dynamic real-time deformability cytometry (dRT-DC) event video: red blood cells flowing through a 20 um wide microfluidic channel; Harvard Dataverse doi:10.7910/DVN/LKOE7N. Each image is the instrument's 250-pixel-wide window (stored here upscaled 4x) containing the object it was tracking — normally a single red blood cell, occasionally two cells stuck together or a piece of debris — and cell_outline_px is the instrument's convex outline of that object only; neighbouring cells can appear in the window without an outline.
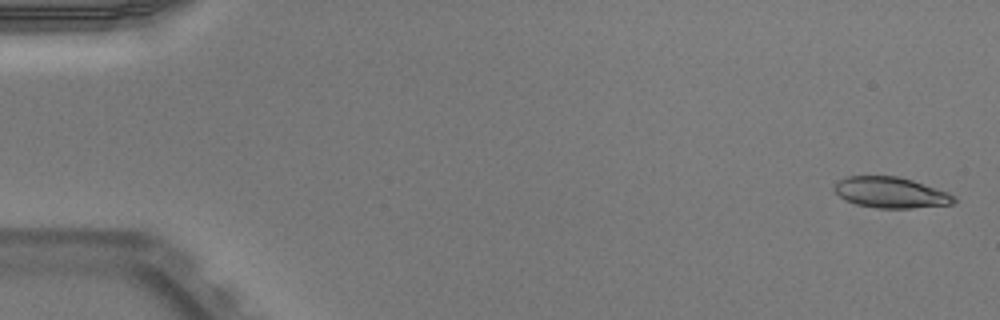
{"species": "Egyptian fruit bat (a non-hibernating species)", "species_latin": "Rousettus aegyptiacus", "temperature_condition": "warm", "stored_images_in_passage": 51, "camera_frame_rate_fps": 3000, "um_per_image_px": 0.085, "animal": {"sex": "male"}, "frame": {"image": 1, "passage_image": 2, "time_ms": 0.333, "image_size_px": [1000, 320], "cell_outline_px": [[956, 200], [952, 204], [912, 208], [876, 208], [856, 204], [844, 200], [832, 188], [844, 176], [896, 176], [912, 180], [948, 192], [956, 196]], "centroid_in_image_um": [75.71, 16.37], "position_along_channel_um": 9.3, "area_um2": 21.5}}
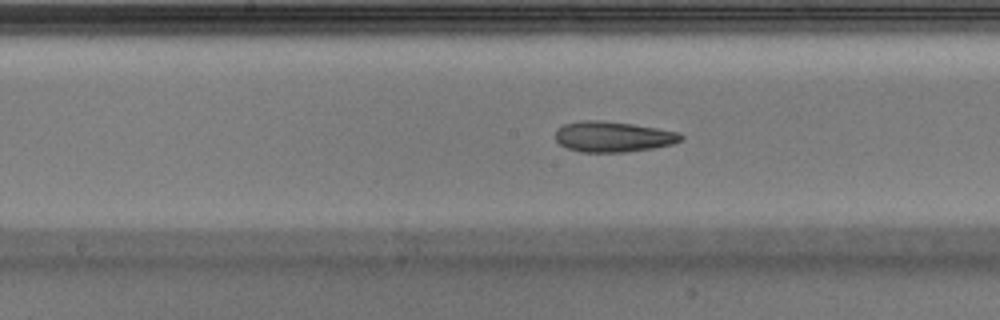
{"frame": {"image": 2, "passage_image": 27, "time_ms": 8.667, "image_size_px": [1000, 320], "cell_outline_px": [[684, 140], [672, 144], [652, 148], [624, 152], [580, 152], [568, 148], [560, 144], [556, 140], [556, 128], [564, 124], [584, 120], [600, 120], [632, 124], [680, 132], [684, 136]], "centroid_in_image_um": [52.12, 11.62], "position_along_channel_um": 196.1, "area_um2": 22.37}}
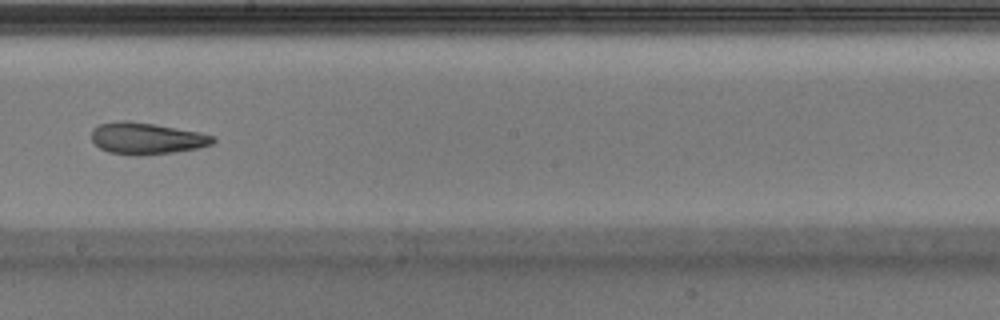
{"frame": {"image": 3, "passage_image": 30, "time_ms": 9.667, "image_size_px": [1000, 320], "cell_outline_px": [[216, 140], [212, 144], [196, 148], [172, 152], [140, 156], [132, 156], [108, 152], [100, 148], [92, 140], [92, 128], [100, 124], [116, 120], [124, 120], [156, 124], [200, 132], [216, 136]], "centroid_in_image_um": [12.45, 11.76], "position_along_channel_um": 235.8, "area_um2": 22.6}, "authors_computed_cell_mechanics": {"area_um2": 22.1952, "velocity_mm_per_s": 3.9752, "shape_relaxation_time_tau1_ms": 5.7216, "shape_relaxation_time_tau2_ms": 2.5621, "deformation_change_tau1": 0.1908, "deformation_change_tau2": 0.1046}}